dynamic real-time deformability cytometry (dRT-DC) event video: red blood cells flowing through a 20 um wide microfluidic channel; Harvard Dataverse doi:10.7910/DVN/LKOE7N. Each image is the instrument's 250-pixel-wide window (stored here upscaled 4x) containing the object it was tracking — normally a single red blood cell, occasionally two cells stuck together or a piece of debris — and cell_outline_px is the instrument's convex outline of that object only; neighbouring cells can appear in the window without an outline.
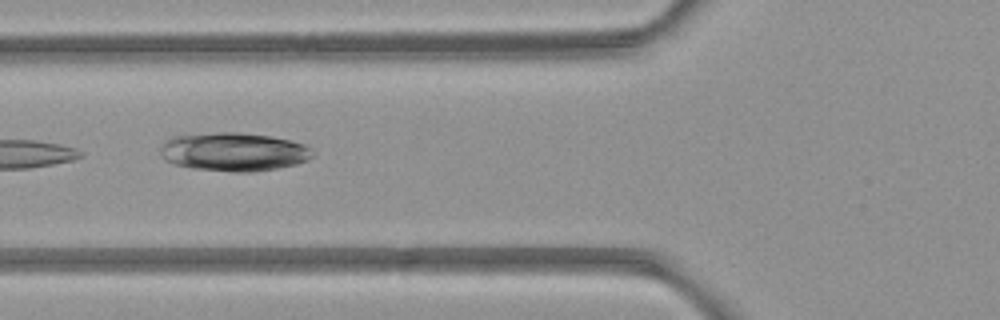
{"species": "common noctule bat (a hibernating species)", "species_latin": "Nyctalus noctula", "temperature_condition": "room temperature", "stored_images_in_passage": 6, "camera_frame_rate_fps": 3000, "um_per_image_px": 0.085, "animal": {"sex": "female", "body_mass_g": 21.9}, "frame": {"image": 1, "passage_image": 6, "time_ms": 6.333, "image_size_px": [1000, 320], "cell_outline_px": [[312, 156], [308, 160], [296, 164], [276, 168], [252, 172], [232, 172], [192, 168], [176, 164], [164, 160], [160, 152], [160, 148], [164, 140], [172, 136], [220, 132], [240, 132], [272, 136], [304, 144], [308, 148]], "centroid_in_image_um": [19.82, 12.9], "position_along_channel_um": 106.0, "area_um2": 34.16}}